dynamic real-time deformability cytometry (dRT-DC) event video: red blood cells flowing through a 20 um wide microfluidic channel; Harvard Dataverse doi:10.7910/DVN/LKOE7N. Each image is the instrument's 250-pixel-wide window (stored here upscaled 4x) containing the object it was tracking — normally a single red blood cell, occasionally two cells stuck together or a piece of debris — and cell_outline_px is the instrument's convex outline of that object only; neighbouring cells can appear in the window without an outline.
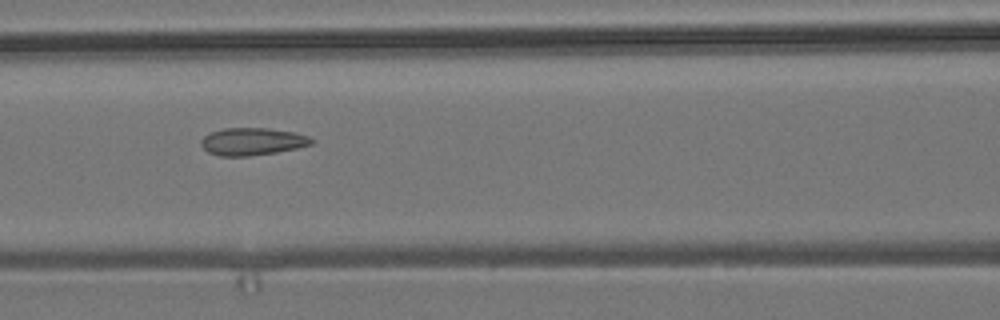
{"species": "common noctule bat (a hibernating species)", "species_latin": "Nyctalus noctula", "temperature_condition": "room temperature", "stored_images_in_passage": 7, "camera_frame_rate_fps": 3000, "um_per_image_px": 0.085, "animal": {"sex": "male", "body_mass_g": 19.2, "forearm_length_mm": 51.8}, "frame": {"image": 1, "passage_image": 3, "time_ms": 0.667, "image_size_px": [1000, 320], "cell_outline_px": [[316, 140], [312, 144], [296, 148], [276, 152], [248, 156], [220, 156], [208, 152], [200, 144], [200, 140], [204, 136], [212, 132], [224, 128], [268, 128], [292, 132], [308, 136]], "centroid_in_image_um": [21.44, 12.03], "position_along_channel_um": 145.2, "area_um2": 17.57}}
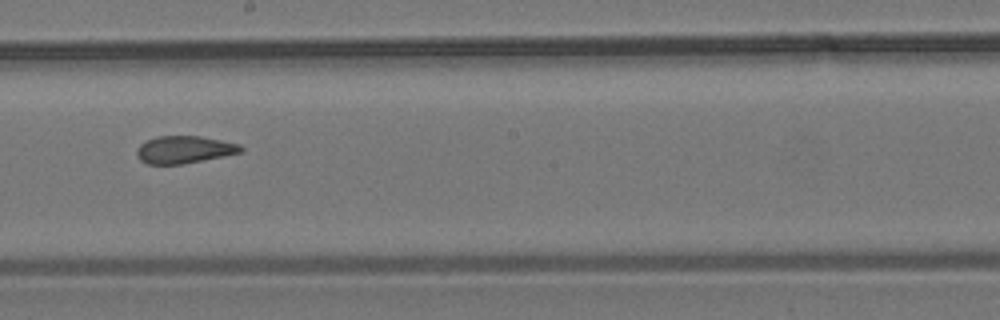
{"frame": {"image": 2, "passage_image": 5, "time_ms": 1.333, "image_size_px": [1000, 320], "cell_outline_px": [[244, 152], [184, 164], [148, 164], [140, 160], [136, 152], [136, 148], [140, 144], [156, 136], [200, 136], [240, 144], [244, 148]], "centroid_in_image_um": [15.68, 12.72], "position_along_channel_um": 232.5, "area_um2": 16.7}}
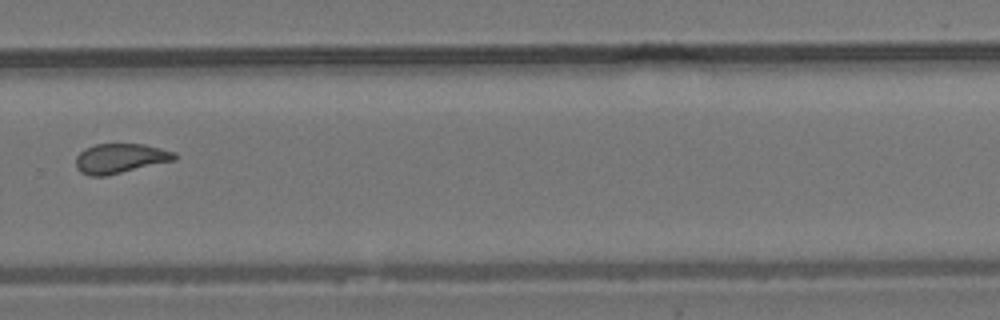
{"frame": {"image": 3, "passage_image": 7, "time_ms": 2.0, "image_size_px": [1000, 320], "cell_outline_px": [[176, 160], [104, 176], [92, 176], [80, 172], [76, 168], [76, 156], [84, 148], [96, 144], [144, 144], [176, 152]], "centroid_in_image_um": [10.21, 13.46], "position_along_channel_um": 319.6, "area_um2": 17.05}}